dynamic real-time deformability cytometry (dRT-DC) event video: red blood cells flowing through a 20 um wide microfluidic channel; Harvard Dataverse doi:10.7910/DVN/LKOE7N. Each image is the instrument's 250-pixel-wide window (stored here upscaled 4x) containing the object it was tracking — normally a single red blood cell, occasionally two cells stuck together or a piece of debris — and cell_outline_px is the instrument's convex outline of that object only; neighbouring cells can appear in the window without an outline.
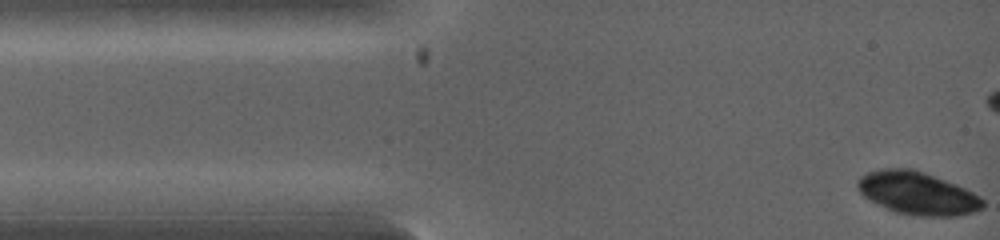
{"species": "common noctule bat (a hibernating species)", "species_latin": "Nyctalus noctula", "temperature_condition": "warm", "stored_images_in_passage": 4, "camera_frame_rate_fps": 5000, "um_per_image_px": 0.085, "animal": {"sex": "female", "body_mass_g": 19.0, "forearm_length_mm": 53.3}, "frame": {"image": 1, "passage_image": 1, "time_ms": 0.0, "image_size_px": [1000, 240], "cell_outline_px": [[984, 208], [972, 212], [956, 216], [920, 216], [896, 212], [864, 196], [860, 192], [856, 184], [860, 176], [868, 172], [880, 168], [912, 168], [924, 172], [956, 184], [980, 196], [984, 200]], "centroid_in_image_um": [78.0, 16.41], "position_along_channel_um": 7.0, "area_um2": 31.04}}